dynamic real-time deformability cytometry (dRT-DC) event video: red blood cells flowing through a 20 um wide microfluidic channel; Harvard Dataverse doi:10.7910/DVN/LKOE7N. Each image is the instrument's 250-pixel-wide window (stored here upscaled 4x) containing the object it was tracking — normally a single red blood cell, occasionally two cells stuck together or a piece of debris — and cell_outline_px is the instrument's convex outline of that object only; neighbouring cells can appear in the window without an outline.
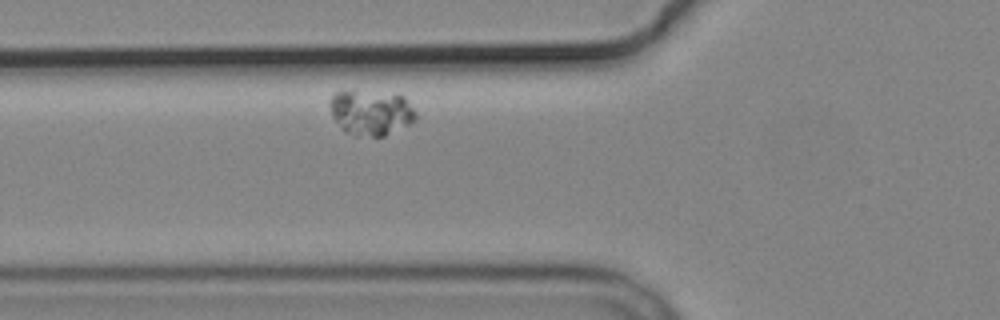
{"species": "common noctule bat (a hibernating species)", "species_latin": "Nyctalus noctula", "temperature_condition": "cold", "stored_images_in_passage": 2, "camera_frame_rate_fps": 3000, "um_per_image_px": 0.085, "animal": {"sex": "male", "body_mass_g": 19.2, "forearm_length_mm": 51.8}, "frame": {"image": 1, "passage_image": 2, "time_ms": 1.0, "image_size_px": [1000, 320], "cell_outline_px": [[416, 120], [384, 136], [356, 136], [344, 132], [340, 128], [332, 116], [328, 104], [328, 100], [332, 92], [340, 88], [400, 92], [404, 96], [416, 112]], "centroid_in_image_um": [31.47, 9.48], "position_along_channel_um": 94.3, "area_um2": 23.99}}